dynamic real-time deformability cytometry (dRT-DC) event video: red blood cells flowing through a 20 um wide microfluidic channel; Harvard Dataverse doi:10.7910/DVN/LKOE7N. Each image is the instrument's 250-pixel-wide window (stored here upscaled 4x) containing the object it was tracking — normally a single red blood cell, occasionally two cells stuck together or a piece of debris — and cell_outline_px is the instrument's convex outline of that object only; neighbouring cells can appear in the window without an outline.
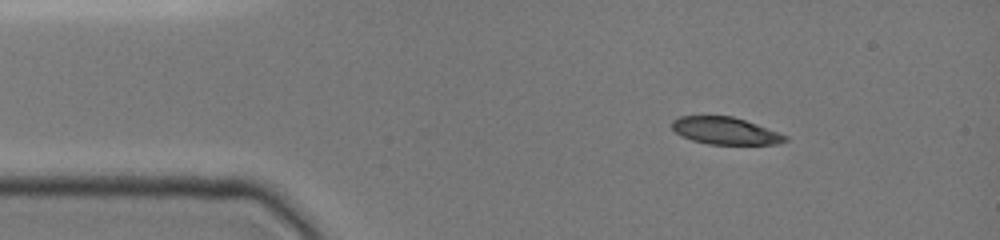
{"species": "common noctule bat (a hibernating species)", "species_latin": "Nyctalus noctula", "temperature_condition": "cold", "stored_images_in_passage": 7, "camera_frame_rate_fps": 3000, "um_per_image_px": 0.085, "animal": {"sex": "female", "body_mass_g": 19.0, "forearm_length_mm": 51.5}, "frame": {"image": 1, "passage_image": 2, "time_ms": 1.0, "image_size_px": [1000, 240], "cell_outline_px": [[788, 140], [776, 144], [708, 144], [692, 140], [680, 136], [672, 128], [672, 120], [680, 116], [732, 116], [756, 124], [788, 136]], "centroid_in_image_um": [61.62, 11.12], "position_along_channel_um": 23.4, "area_um2": 17.8}}
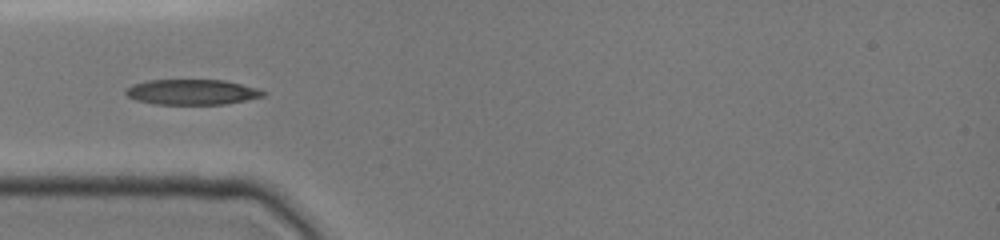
{"frame": {"image": 2, "passage_image": 5, "time_ms": 3.667, "image_size_px": [1000, 240], "cell_outline_px": [[268, 92], [264, 96], [224, 104], [152, 104], [136, 100], [128, 96], [124, 92], [132, 84], [148, 80], [224, 80], [256, 88]], "centroid_in_image_um": [16.3, 7.82], "position_along_channel_um": 68.7, "area_um2": 20.17}}
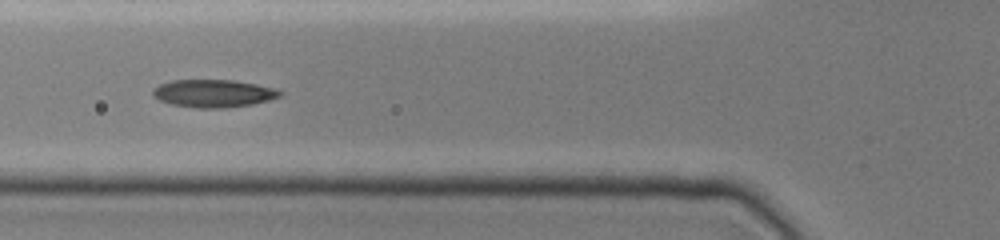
{"frame": {"image": 3, "passage_image": 6, "time_ms": 4.667, "image_size_px": [1000, 240], "cell_outline_px": [[284, 92], [280, 96], [268, 100], [252, 104], [224, 108], [196, 108], [172, 104], [160, 100], [152, 96], [152, 88], [160, 84], [172, 80], [236, 80], [276, 88]], "centroid_in_image_um": [18.14, 7.93], "position_along_channel_um": 107.7, "area_um2": 20.63}}